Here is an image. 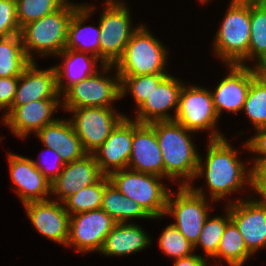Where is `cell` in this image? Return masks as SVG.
<instances>
[{
    "mask_svg": "<svg viewBox=\"0 0 266 266\" xmlns=\"http://www.w3.org/2000/svg\"><path fill=\"white\" fill-rule=\"evenodd\" d=\"M237 156L238 151L232 148L226 138L209 140L204 163L199 155L194 179L205 175L211 201H219L235 191H240L245 183L251 188L252 171L246 169Z\"/></svg>",
    "mask_w": 266,
    "mask_h": 266,
    "instance_id": "1",
    "label": "cell"
},
{
    "mask_svg": "<svg viewBox=\"0 0 266 266\" xmlns=\"http://www.w3.org/2000/svg\"><path fill=\"white\" fill-rule=\"evenodd\" d=\"M149 124L156 132L161 149L164 178L175 181L178 179L181 186L192 185L190 181L196 175L199 153L189 134L195 132L175 121H155Z\"/></svg>",
    "mask_w": 266,
    "mask_h": 266,
    "instance_id": "2",
    "label": "cell"
},
{
    "mask_svg": "<svg viewBox=\"0 0 266 266\" xmlns=\"http://www.w3.org/2000/svg\"><path fill=\"white\" fill-rule=\"evenodd\" d=\"M80 6L67 0L58 10L21 28L23 49L31 62H36L33 51L45 57L57 56L65 49L70 19Z\"/></svg>",
    "mask_w": 266,
    "mask_h": 266,
    "instance_id": "3",
    "label": "cell"
},
{
    "mask_svg": "<svg viewBox=\"0 0 266 266\" xmlns=\"http://www.w3.org/2000/svg\"><path fill=\"white\" fill-rule=\"evenodd\" d=\"M250 33V2L230 1L213 40L214 52L227 65H246Z\"/></svg>",
    "mask_w": 266,
    "mask_h": 266,
    "instance_id": "4",
    "label": "cell"
},
{
    "mask_svg": "<svg viewBox=\"0 0 266 266\" xmlns=\"http://www.w3.org/2000/svg\"><path fill=\"white\" fill-rule=\"evenodd\" d=\"M167 52L162 42L160 43L145 25L139 24L114 69L119 76L168 74L164 70L168 62Z\"/></svg>",
    "mask_w": 266,
    "mask_h": 266,
    "instance_id": "5",
    "label": "cell"
},
{
    "mask_svg": "<svg viewBox=\"0 0 266 266\" xmlns=\"http://www.w3.org/2000/svg\"><path fill=\"white\" fill-rule=\"evenodd\" d=\"M108 177L124 196L139 204L152 219L165 216L170 189L159 181L163 177L128 168L112 172Z\"/></svg>",
    "mask_w": 266,
    "mask_h": 266,
    "instance_id": "6",
    "label": "cell"
},
{
    "mask_svg": "<svg viewBox=\"0 0 266 266\" xmlns=\"http://www.w3.org/2000/svg\"><path fill=\"white\" fill-rule=\"evenodd\" d=\"M102 70L69 87L62 95L61 108L71 110L84 107H112L111 103L120 100L121 79L115 72L114 78L106 76L114 65L100 64ZM100 72V73H99ZM103 72V75H102Z\"/></svg>",
    "mask_w": 266,
    "mask_h": 266,
    "instance_id": "7",
    "label": "cell"
},
{
    "mask_svg": "<svg viewBox=\"0 0 266 266\" xmlns=\"http://www.w3.org/2000/svg\"><path fill=\"white\" fill-rule=\"evenodd\" d=\"M103 10L99 20L100 61L101 64L115 65L139 26L133 29L130 27V10L121 0H106Z\"/></svg>",
    "mask_w": 266,
    "mask_h": 266,
    "instance_id": "8",
    "label": "cell"
},
{
    "mask_svg": "<svg viewBox=\"0 0 266 266\" xmlns=\"http://www.w3.org/2000/svg\"><path fill=\"white\" fill-rule=\"evenodd\" d=\"M189 186H179L176 194L171 192L167 198L165 215H171L176 222L172 225L177 228L193 245L200 237V233L208 218L209 202L203 189Z\"/></svg>",
    "mask_w": 266,
    "mask_h": 266,
    "instance_id": "9",
    "label": "cell"
},
{
    "mask_svg": "<svg viewBox=\"0 0 266 266\" xmlns=\"http://www.w3.org/2000/svg\"><path fill=\"white\" fill-rule=\"evenodd\" d=\"M218 119L211 91L197 85L190 87L183 84L174 121L195 133L212 129L209 140H217L225 138L215 128Z\"/></svg>",
    "mask_w": 266,
    "mask_h": 266,
    "instance_id": "10",
    "label": "cell"
},
{
    "mask_svg": "<svg viewBox=\"0 0 266 266\" xmlns=\"http://www.w3.org/2000/svg\"><path fill=\"white\" fill-rule=\"evenodd\" d=\"M69 111L74 115L69 120L88 154L98 149L125 117L115 113L112 107L73 108Z\"/></svg>",
    "mask_w": 266,
    "mask_h": 266,
    "instance_id": "11",
    "label": "cell"
},
{
    "mask_svg": "<svg viewBox=\"0 0 266 266\" xmlns=\"http://www.w3.org/2000/svg\"><path fill=\"white\" fill-rule=\"evenodd\" d=\"M115 225L116 221L101 208L70 215L66 246H73L81 253L100 252Z\"/></svg>",
    "mask_w": 266,
    "mask_h": 266,
    "instance_id": "12",
    "label": "cell"
},
{
    "mask_svg": "<svg viewBox=\"0 0 266 266\" xmlns=\"http://www.w3.org/2000/svg\"><path fill=\"white\" fill-rule=\"evenodd\" d=\"M228 202L231 221L238 228L247 249L254 255L266 247V206L257 199Z\"/></svg>",
    "mask_w": 266,
    "mask_h": 266,
    "instance_id": "13",
    "label": "cell"
},
{
    "mask_svg": "<svg viewBox=\"0 0 266 266\" xmlns=\"http://www.w3.org/2000/svg\"><path fill=\"white\" fill-rule=\"evenodd\" d=\"M228 73L211 91L217 115L222 111L238 113L242 111L251 82L258 76L255 67L228 64Z\"/></svg>",
    "mask_w": 266,
    "mask_h": 266,
    "instance_id": "14",
    "label": "cell"
},
{
    "mask_svg": "<svg viewBox=\"0 0 266 266\" xmlns=\"http://www.w3.org/2000/svg\"><path fill=\"white\" fill-rule=\"evenodd\" d=\"M133 119L125 116L92 154L103 175L127 169L132 152Z\"/></svg>",
    "mask_w": 266,
    "mask_h": 266,
    "instance_id": "15",
    "label": "cell"
},
{
    "mask_svg": "<svg viewBox=\"0 0 266 266\" xmlns=\"http://www.w3.org/2000/svg\"><path fill=\"white\" fill-rule=\"evenodd\" d=\"M23 207L32 225L42 236L60 245H67L70 215L63 203L48 198L26 203Z\"/></svg>",
    "mask_w": 266,
    "mask_h": 266,
    "instance_id": "16",
    "label": "cell"
},
{
    "mask_svg": "<svg viewBox=\"0 0 266 266\" xmlns=\"http://www.w3.org/2000/svg\"><path fill=\"white\" fill-rule=\"evenodd\" d=\"M61 99H42L25 105L11 106L3 115V123L9 126L12 133L25 138L30 133L36 134L45 125L53 123L54 112L61 105Z\"/></svg>",
    "mask_w": 266,
    "mask_h": 266,
    "instance_id": "17",
    "label": "cell"
},
{
    "mask_svg": "<svg viewBox=\"0 0 266 266\" xmlns=\"http://www.w3.org/2000/svg\"><path fill=\"white\" fill-rule=\"evenodd\" d=\"M128 169L164 178V163L154 128L133 120L132 152Z\"/></svg>",
    "mask_w": 266,
    "mask_h": 266,
    "instance_id": "18",
    "label": "cell"
},
{
    "mask_svg": "<svg viewBox=\"0 0 266 266\" xmlns=\"http://www.w3.org/2000/svg\"><path fill=\"white\" fill-rule=\"evenodd\" d=\"M10 177L15 186L17 195L23 204L47 200L51 195V182L34 165L32 159L8 154Z\"/></svg>",
    "mask_w": 266,
    "mask_h": 266,
    "instance_id": "19",
    "label": "cell"
},
{
    "mask_svg": "<svg viewBox=\"0 0 266 266\" xmlns=\"http://www.w3.org/2000/svg\"><path fill=\"white\" fill-rule=\"evenodd\" d=\"M183 84L180 79L178 80L168 74L138 107L137 116L134 120L139 123L174 121L173 116L176 115L178 109ZM172 108H175L174 115L168 113Z\"/></svg>",
    "mask_w": 266,
    "mask_h": 266,
    "instance_id": "20",
    "label": "cell"
},
{
    "mask_svg": "<svg viewBox=\"0 0 266 266\" xmlns=\"http://www.w3.org/2000/svg\"><path fill=\"white\" fill-rule=\"evenodd\" d=\"M103 174L93 154L66 163L60 175L51 183V193L56 194L58 201L64 203L69 197L84 187L96 183Z\"/></svg>",
    "mask_w": 266,
    "mask_h": 266,
    "instance_id": "21",
    "label": "cell"
},
{
    "mask_svg": "<svg viewBox=\"0 0 266 266\" xmlns=\"http://www.w3.org/2000/svg\"><path fill=\"white\" fill-rule=\"evenodd\" d=\"M57 89L56 71L54 66L45 70L38 69L31 62L19 76V82L12 106L25 105L42 99H60Z\"/></svg>",
    "mask_w": 266,
    "mask_h": 266,
    "instance_id": "22",
    "label": "cell"
},
{
    "mask_svg": "<svg viewBox=\"0 0 266 266\" xmlns=\"http://www.w3.org/2000/svg\"><path fill=\"white\" fill-rule=\"evenodd\" d=\"M36 134L45 147L58 152L65 164L83 158L88 154L68 119L56 118L53 123L45 125Z\"/></svg>",
    "mask_w": 266,
    "mask_h": 266,
    "instance_id": "23",
    "label": "cell"
},
{
    "mask_svg": "<svg viewBox=\"0 0 266 266\" xmlns=\"http://www.w3.org/2000/svg\"><path fill=\"white\" fill-rule=\"evenodd\" d=\"M92 5L81 6L73 13L67 33L65 49H72L79 52L90 53L100 61V26H84L94 10Z\"/></svg>",
    "mask_w": 266,
    "mask_h": 266,
    "instance_id": "24",
    "label": "cell"
},
{
    "mask_svg": "<svg viewBox=\"0 0 266 266\" xmlns=\"http://www.w3.org/2000/svg\"><path fill=\"white\" fill-rule=\"evenodd\" d=\"M151 244L146 232L134 223H116L106 236L99 253L105 256L135 254Z\"/></svg>",
    "mask_w": 266,
    "mask_h": 266,
    "instance_id": "25",
    "label": "cell"
},
{
    "mask_svg": "<svg viewBox=\"0 0 266 266\" xmlns=\"http://www.w3.org/2000/svg\"><path fill=\"white\" fill-rule=\"evenodd\" d=\"M57 56L63 58L62 65L54 66L56 71L57 89L60 95L72 85L93 75L99 69L96 66L99 59L93 55L89 56L88 53L72 49H64ZM65 78L68 80H66V84H64Z\"/></svg>",
    "mask_w": 266,
    "mask_h": 266,
    "instance_id": "26",
    "label": "cell"
},
{
    "mask_svg": "<svg viewBox=\"0 0 266 266\" xmlns=\"http://www.w3.org/2000/svg\"><path fill=\"white\" fill-rule=\"evenodd\" d=\"M101 209L116 223H126L131 218L152 219L139 204L124 196L111 182L104 187Z\"/></svg>",
    "mask_w": 266,
    "mask_h": 266,
    "instance_id": "27",
    "label": "cell"
},
{
    "mask_svg": "<svg viewBox=\"0 0 266 266\" xmlns=\"http://www.w3.org/2000/svg\"><path fill=\"white\" fill-rule=\"evenodd\" d=\"M30 63L20 34L0 38V77H19Z\"/></svg>",
    "mask_w": 266,
    "mask_h": 266,
    "instance_id": "28",
    "label": "cell"
},
{
    "mask_svg": "<svg viewBox=\"0 0 266 266\" xmlns=\"http://www.w3.org/2000/svg\"><path fill=\"white\" fill-rule=\"evenodd\" d=\"M251 255L238 228L230 221L220 239L216 258L223 259L228 266H243Z\"/></svg>",
    "mask_w": 266,
    "mask_h": 266,
    "instance_id": "29",
    "label": "cell"
},
{
    "mask_svg": "<svg viewBox=\"0 0 266 266\" xmlns=\"http://www.w3.org/2000/svg\"><path fill=\"white\" fill-rule=\"evenodd\" d=\"M250 32L248 59L259 65L266 61V2L250 3Z\"/></svg>",
    "mask_w": 266,
    "mask_h": 266,
    "instance_id": "30",
    "label": "cell"
},
{
    "mask_svg": "<svg viewBox=\"0 0 266 266\" xmlns=\"http://www.w3.org/2000/svg\"><path fill=\"white\" fill-rule=\"evenodd\" d=\"M110 182L109 177L103 175L96 183L84 187L69 197L63 204L69 215L100 209L104 194V187Z\"/></svg>",
    "mask_w": 266,
    "mask_h": 266,
    "instance_id": "31",
    "label": "cell"
},
{
    "mask_svg": "<svg viewBox=\"0 0 266 266\" xmlns=\"http://www.w3.org/2000/svg\"><path fill=\"white\" fill-rule=\"evenodd\" d=\"M242 111L254 128L266 127V83L259 76L251 82Z\"/></svg>",
    "mask_w": 266,
    "mask_h": 266,
    "instance_id": "32",
    "label": "cell"
},
{
    "mask_svg": "<svg viewBox=\"0 0 266 266\" xmlns=\"http://www.w3.org/2000/svg\"><path fill=\"white\" fill-rule=\"evenodd\" d=\"M226 215L224 217L215 216L214 218H208L203 224L200 237L197 243L194 245V250L196 247H201L204 251L205 259L210 257L212 259L216 258V252L220 243V239L225 231L226 225L231 221L230 210L226 207ZM210 218V219H209Z\"/></svg>",
    "mask_w": 266,
    "mask_h": 266,
    "instance_id": "33",
    "label": "cell"
},
{
    "mask_svg": "<svg viewBox=\"0 0 266 266\" xmlns=\"http://www.w3.org/2000/svg\"><path fill=\"white\" fill-rule=\"evenodd\" d=\"M167 75L168 74H145L137 76H119L121 79V97H125L127 93H130L138 108Z\"/></svg>",
    "mask_w": 266,
    "mask_h": 266,
    "instance_id": "34",
    "label": "cell"
},
{
    "mask_svg": "<svg viewBox=\"0 0 266 266\" xmlns=\"http://www.w3.org/2000/svg\"><path fill=\"white\" fill-rule=\"evenodd\" d=\"M67 0H16L17 22L20 29L58 10Z\"/></svg>",
    "mask_w": 266,
    "mask_h": 266,
    "instance_id": "35",
    "label": "cell"
},
{
    "mask_svg": "<svg viewBox=\"0 0 266 266\" xmlns=\"http://www.w3.org/2000/svg\"><path fill=\"white\" fill-rule=\"evenodd\" d=\"M160 249L174 259L193 254L194 245L172 224L168 225L159 238Z\"/></svg>",
    "mask_w": 266,
    "mask_h": 266,
    "instance_id": "36",
    "label": "cell"
},
{
    "mask_svg": "<svg viewBox=\"0 0 266 266\" xmlns=\"http://www.w3.org/2000/svg\"><path fill=\"white\" fill-rule=\"evenodd\" d=\"M17 22L16 0H0V38L20 34Z\"/></svg>",
    "mask_w": 266,
    "mask_h": 266,
    "instance_id": "37",
    "label": "cell"
},
{
    "mask_svg": "<svg viewBox=\"0 0 266 266\" xmlns=\"http://www.w3.org/2000/svg\"><path fill=\"white\" fill-rule=\"evenodd\" d=\"M45 148H46L45 149L46 152L49 151L51 153V155L54 156L53 161L51 160L52 162L51 161L48 162L49 160H48L47 155L43 156L45 158V159H43L44 162H42V161L39 162V161H35V160H32V161H33L34 165L42 172V174L52 183L62 172V169L65 166V163L63 162V160L61 159V156L58 154V152L56 150H54L52 148H47V147H45Z\"/></svg>",
    "mask_w": 266,
    "mask_h": 266,
    "instance_id": "38",
    "label": "cell"
},
{
    "mask_svg": "<svg viewBox=\"0 0 266 266\" xmlns=\"http://www.w3.org/2000/svg\"><path fill=\"white\" fill-rule=\"evenodd\" d=\"M19 77H0V110H10L15 98Z\"/></svg>",
    "mask_w": 266,
    "mask_h": 266,
    "instance_id": "39",
    "label": "cell"
},
{
    "mask_svg": "<svg viewBox=\"0 0 266 266\" xmlns=\"http://www.w3.org/2000/svg\"><path fill=\"white\" fill-rule=\"evenodd\" d=\"M255 136L249 138L243 146L254 154L258 155L257 158L253 159V166L261 159L266 158V127L258 128L255 130ZM251 150V151H250Z\"/></svg>",
    "mask_w": 266,
    "mask_h": 266,
    "instance_id": "40",
    "label": "cell"
},
{
    "mask_svg": "<svg viewBox=\"0 0 266 266\" xmlns=\"http://www.w3.org/2000/svg\"><path fill=\"white\" fill-rule=\"evenodd\" d=\"M173 266H208V263L207 260L203 258V256L192 254L187 257L175 259ZM216 266L220 265L216 264Z\"/></svg>",
    "mask_w": 266,
    "mask_h": 266,
    "instance_id": "41",
    "label": "cell"
},
{
    "mask_svg": "<svg viewBox=\"0 0 266 266\" xmlns=\"http://www.w3.org/2000/svg\"><path fill=\"white\" fill-rule=\"evenodd\" d=\"M251 188L260 195L259 202L266 206V179H252Z\"/></svg>",
    "mask_w": 266,
    "mask_h": 266,
    "instance_id": "42",
    "label": "cell"
},
{
    "mask_svg": "<svg viewBox=\"0 0 266 266\" xmlns=\"http://www.w3.org/2000/svg\"><path fill=\"white\" fill-rule=\"evenodd\" d=\"M252 179H266V158H261L252 168Z\"/></svg>",
    "mask_w": 266,
    "mask_h": 266,
    "instance_id": "43",
    "label": "cell"
},
{
    "mask_svg": "<svg viewBox=\"0 0 266 266\" xmlns=\"http://www.w3.org/2000/svg\"><path fill=\"white\" fill-rule=\"evenodd\" d=\"M257 75L266 83V61L255 66Z\"/></svg>",
    "mask_w": 266,
    "mask_h": 266,
    "instance_id": "44",
    "label": "cell"
},
{
    "mask_svg": "<svg viewBox=\"0 0 266 266\" xmlns=\"http://www.w3.org/2000/svg\"><path fill=\"white\" fill-rule=\"evenodd\" d=\"M235 2H250V3H258V2H266V0H231Z\"/></svg>",
    "mask_w": 266,
    "mask_h": 266,
    "instance_id": "45",
    "label": "cell"
},
{
    "mask_svg": "<svg viewBox=\"0 0 266 266\" xmlns=\"http://www.w3.org/2000/svg\"><path fill=\"white\" fill-rule=\"evenodd\" d=\"M198 1H200V2H202V3H206V2H208L209 0H198Z\"/></svg>",
    "mask_w": 266,
    "mask_h": 266,
    "instance_id": "46",
    "label": "cell"
}]
</instances>
